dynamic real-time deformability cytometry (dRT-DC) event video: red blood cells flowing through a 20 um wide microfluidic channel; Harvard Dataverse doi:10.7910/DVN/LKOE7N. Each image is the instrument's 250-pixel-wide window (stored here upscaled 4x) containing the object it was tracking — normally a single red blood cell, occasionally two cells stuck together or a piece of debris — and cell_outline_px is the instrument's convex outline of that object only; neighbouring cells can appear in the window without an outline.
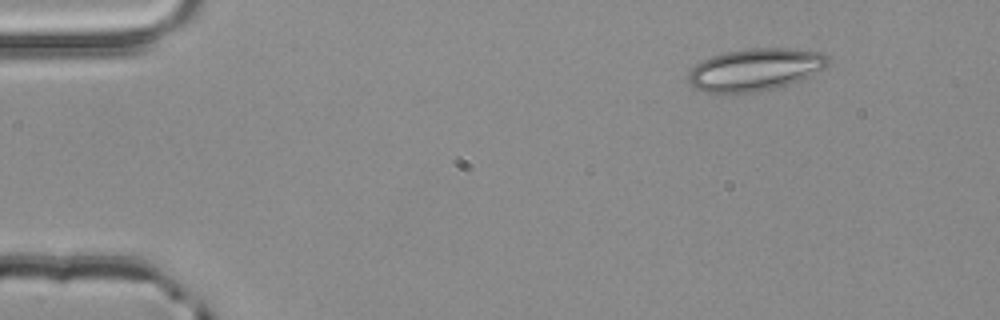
{"species": "common noctule bat (a hibernating species)", "species_latin": "Nyctalus noctula", "temperature_condition": "room temperature", "stored_images_in_passage": 3, "camera_frame_rate_fps": 3000, "um_per_image_px": 0.085, "animal": {"sex": "male", "body_mass_g": 20.4}, "frame": {"image": 1, "passage_image": 1, "time_ms": 0.0, "image_size_px": [1000, 320], "cell_outline_px": [[828, 64], [824, 68], [800, 80], [788, 84], [756, 92], [704, 92], [696, 88], [688, 80], [688, 72], [696, 64], [712, 56], [724, 52], [748, 48], [792, 48], [820, 52], [828, 56]], "centroid_in_image_um": [64.19, 5.9], "position_along_channel_um": 20.8, "area_um2": 34.1}}